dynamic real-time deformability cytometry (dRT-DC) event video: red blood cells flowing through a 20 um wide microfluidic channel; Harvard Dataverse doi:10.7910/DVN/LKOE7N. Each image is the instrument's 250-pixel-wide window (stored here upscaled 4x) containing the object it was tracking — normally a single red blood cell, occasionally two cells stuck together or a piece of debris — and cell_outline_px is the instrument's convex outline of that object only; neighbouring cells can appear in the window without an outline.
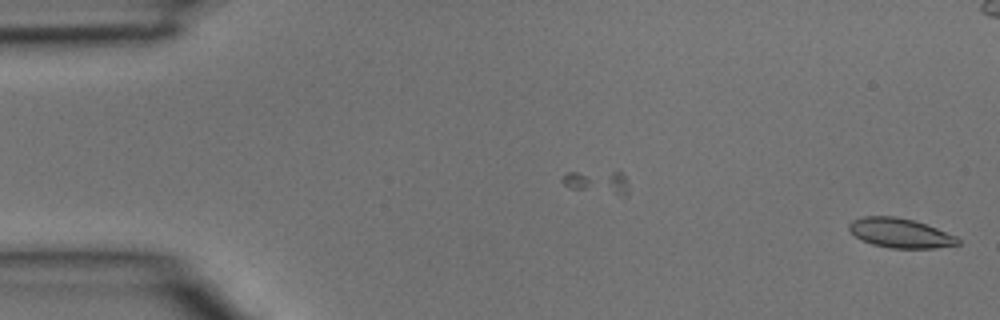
{"species": "common noctule bat (a hibernating species)", "species_latin": "Nyctalus noctula", "temperature_condition": "room temperature", "stored_images_in_passage": 2, "camera_frame_rate_fps": 3000, "um_per_image_px": 0.085, "animal": {"sex": "male", "body_mass_g": 15.6}, "frame": {"image": 1, "passage_image": 2, "time_ms": 0.333, "image_size_px": [1000, 320], "cell_outline_px": [[960, 244], [936, 248], [892, 248], [872, 244], [860, 240], [848, 228], [848, 224], [852, 220], [864, 216], [896, 216], [912, 220], [936, 228], [956, 236], [960, 240]], "centroid_in_image_um": [76.5, 19.81], "position_along_channel_um": 8.5, "area_um2": 18.61}}